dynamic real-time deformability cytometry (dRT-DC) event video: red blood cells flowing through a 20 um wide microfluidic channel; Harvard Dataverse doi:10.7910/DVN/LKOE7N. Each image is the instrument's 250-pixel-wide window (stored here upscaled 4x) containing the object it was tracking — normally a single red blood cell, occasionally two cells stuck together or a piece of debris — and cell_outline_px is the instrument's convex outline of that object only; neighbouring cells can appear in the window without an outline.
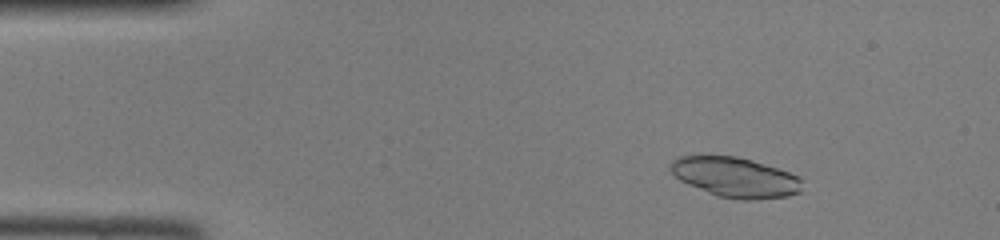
{"species": "common noctule bat (a hibernating species)", "species_latin": "Nyctalus noctula", "temperature_condition": "room temperature", "stored_images_in_passage": 46, "camera_frame_rate_fps": 3000, "um_per_image_px": 0.085, "animal": {"sex": "female", "body_mass_g": 22.0, "forearm_length_mm": 56.7}, "frame": {"image": 1, "passage_image": 6, "time_ms": 1.667, "image_size_px": [1000, 240], "cell_outline_px": [[800, 192], [788, 196], [756, 200], [740, 200], [716, 196], [688, 184], [680, 180], [668, 168], [668, 164], [672, 160], [680, 156], [736, 156], [752, 160], [800, 176]], "centroid_in_image_um": [62.47, 15.08], "position_along_channel_um": 22.5, "area_um2": 30.63}}